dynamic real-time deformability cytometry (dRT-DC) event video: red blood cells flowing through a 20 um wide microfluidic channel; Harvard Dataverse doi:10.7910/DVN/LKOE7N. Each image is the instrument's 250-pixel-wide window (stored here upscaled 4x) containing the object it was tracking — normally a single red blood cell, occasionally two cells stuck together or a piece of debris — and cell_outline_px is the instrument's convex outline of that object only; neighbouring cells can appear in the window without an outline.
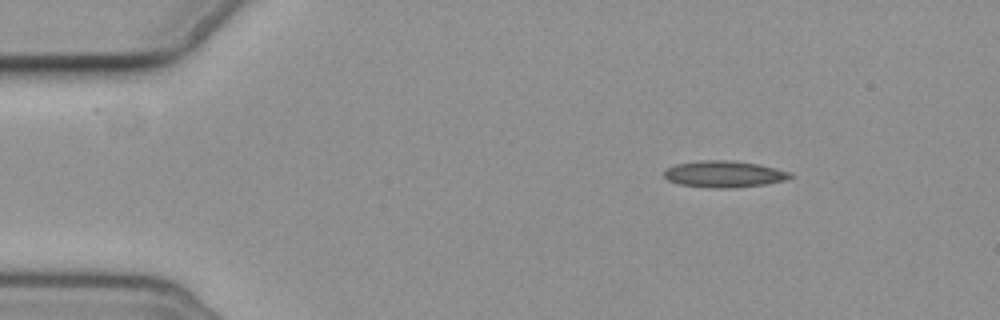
{"species": "common noctule bat (a hibernating species)", "species_latin": "Nyctalus noctula", "temperature_condition": "cold", "stored_images_in_passage": 4, "segment_of_instrument_passage": [1, 2], "camera_frame_rate_fps": 3000, "um_per_image_px": 0.085, "animal": {"sex": "female", "body_mass_g": 19.3, "forearm_length_mm": 54.1}, "frame": {"image": 1, "passage_image": 2, "time_ms": 1.333, "image_size_px": [1000, 320], "cell_outline_px": [[792, 176], [784, 180], [764, 184], [728, 188], [712, 188], [680, 184], [668, 180], [664, 176], [664, 168], [676, 164], [700, 160], [732, 160], [756, 164], [792, 172]], "centroid_in_image_um": [61.5, 14.79], "position_along_channel_um": 23.5, "area_um2": 19.36}}